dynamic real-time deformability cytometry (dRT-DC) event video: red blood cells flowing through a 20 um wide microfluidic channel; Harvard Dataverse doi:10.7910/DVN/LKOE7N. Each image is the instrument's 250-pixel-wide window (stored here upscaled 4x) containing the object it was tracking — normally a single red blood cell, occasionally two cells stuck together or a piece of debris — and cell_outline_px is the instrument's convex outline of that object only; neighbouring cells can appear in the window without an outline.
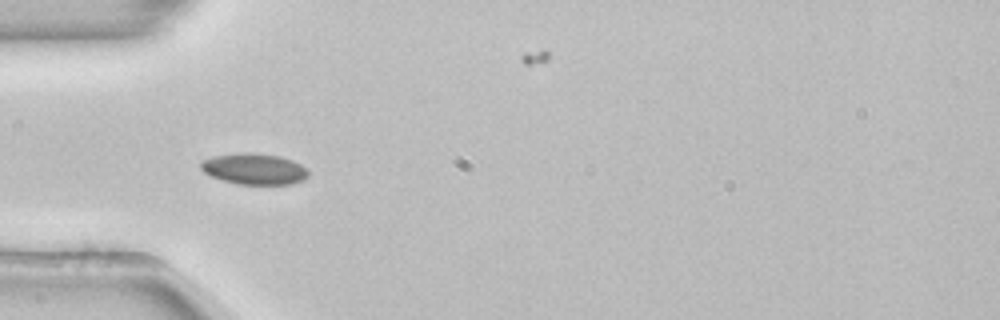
{"species": "common noctule bat (a hibernating species)", "species_latin": "Nyctalus noctula", "temperature_condition": "room temperature", "stored_images_in_passage": 29, "camera_frame_rate_fps": 3000, "um_per_image_px": 0.085, "animal": {"sex": "female", "body_mass_g": 22.7, "forearm_length_mm": 54.2}, "frame": {"image": 1, "passage_image": 5, "time_ms": 1.333, "image_size_px": [1000, 320], "cell_outline_px": [[308, 176], [304, 180], [292, 184], [236, 184], [212, 176], [204, 172], [200, 168], [200, 164], [204, 160], [212, 156], [280, 156], [292, 160], [300, 164], [308, 172]], "centroid_in_image_um": [21.65, 14.43], "position_along_channel_um": 63.3, "area_um2": 18.32}}